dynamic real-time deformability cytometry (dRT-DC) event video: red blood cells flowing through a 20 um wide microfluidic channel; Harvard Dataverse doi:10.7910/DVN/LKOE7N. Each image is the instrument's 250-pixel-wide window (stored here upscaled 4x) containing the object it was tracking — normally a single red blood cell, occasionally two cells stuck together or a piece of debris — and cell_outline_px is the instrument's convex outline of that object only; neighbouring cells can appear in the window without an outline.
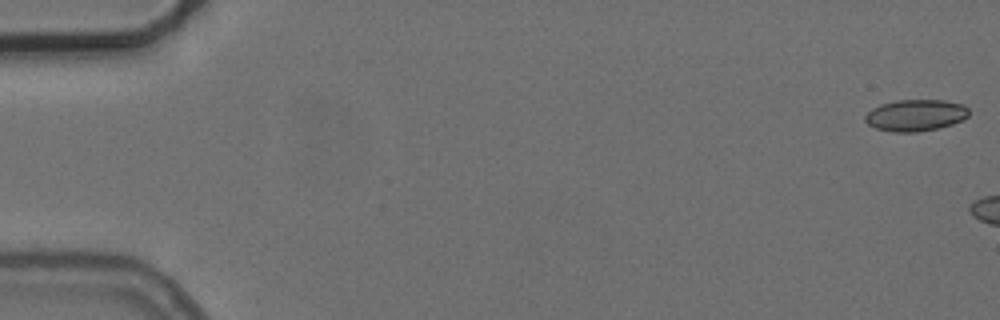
{"species": "common noctule bat (a hibernating species)", "species_latin": "Nyctalus noctula", "temperature_condition": "cold", "stored_images_in_passage": 3, "camera_frame_rate_fps": 3000, "um_per_image_px": 0.085, "animal": {"sex": "female", "body_mass_g": 24.6, "forearm_length_mm": 56.2}, "frame": {"image": 1, "passage_image": 1, "time_ms": 0.0, "image_size_px": [1000, 320], "cell_outline_px": [[968, 116], [964, 120], [940, 128], [916, 132], [892, 132], [876, 128], [868, 124], [864, 120], [864, 116], [872, 108], [880, 104], [896, 100], [944, 100], [964, 104], [968, 108]], "centroid_in_image_um": [77.83, 9.79], "position_along_channel_um": 7.2, "area_um2": 19.31}}